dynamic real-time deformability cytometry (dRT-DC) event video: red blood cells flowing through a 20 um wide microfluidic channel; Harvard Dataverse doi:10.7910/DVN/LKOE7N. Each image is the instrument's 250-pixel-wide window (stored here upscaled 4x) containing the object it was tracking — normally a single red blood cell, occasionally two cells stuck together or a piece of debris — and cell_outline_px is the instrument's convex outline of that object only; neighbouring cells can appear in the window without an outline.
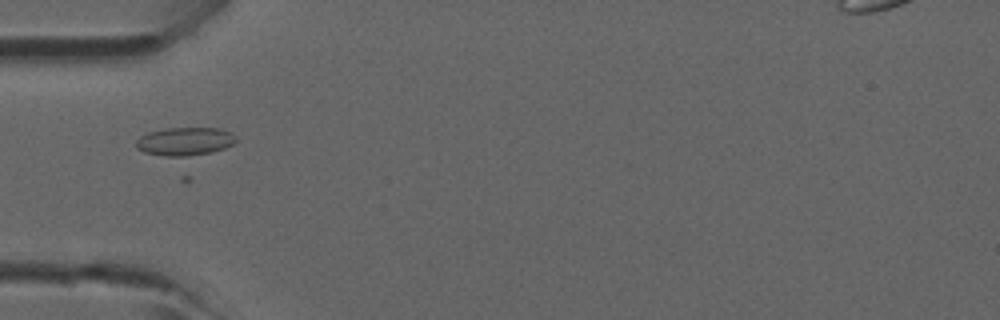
{"species": "common noctule bat (a hibernating species)", "species_latin": "Nyctalus noctula", "temperature_condition": "room temperature", "stored_images_in_passage": 41, "camera_frame_rate_fps": 3000, "um_per_image_px": 0.085, "animal": {"sex": "male", "forearm_length_mm": 52.5}, "frame": {"image": 1, "passage_image": 9, "time_ms": 2.667, "image_size_px": [1000, 320], "cell_outline_px": [[236, 140], [232, 144], [224, 148], [212, 152], [184, 156], [164, 156], [144, 152], [136, 148], [136, 140], [140, 136], [148, 132], [164, 128], [220, 128], [236, 136]], "centroid_in_image_um": [15.68, 12.01], "position_along_channel_um": 69.3, "area_um2": 16.36}}
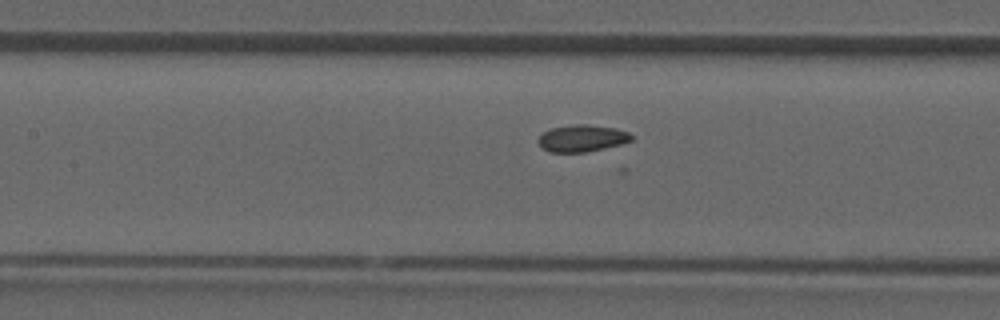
{"frame": {"image": 2, "passage_image": 15, "time_ms": 4.667, "image_size_px": [1000, 320], "cell_outline_px": [[632, 140], [620, 144], [604, 148], [584, 152], [548, 152], [536, 140], [544, 132], [552, 128], [576, 124], [588, 124], [616, 128], [628, 132], [632, 136]], "centroid_in_image_um": [49.47, 11.75], "position_along_channel_um": 157.9, "area_um2": 14.45}}